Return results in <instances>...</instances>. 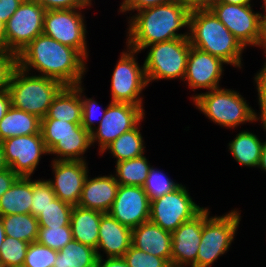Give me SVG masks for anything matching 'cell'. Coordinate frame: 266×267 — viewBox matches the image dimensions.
Returning <instances> with one entry per match:
<instances>
[{
    "label": "cell",
    "instance_id": "obj_18",
    "mask_svg": "<svg viewBox=\"0 0 266 267\" xmlns=\"http://www.w3.org/2000/svg\"><path fill=\"white\" fill-rule=\"evenodd\" d=\"M224 64L226 65L220 58L191 46L183 81L187 82L188 88L193 92L196 89L211 91L219 88L224 75Z\"/></svg>",
    "mask_w": 266,
    "mask_h": 267
},
{
    "label": "cell",
    "instance_id": "obj_1",
    "mask_svg": "<svg viewBox=\"0 0 266 267\" xmlns=\"http://www.w3.org/2000/svg\"><path fill=\"white\" fill-rule=\"evenodd\" d=\"M86 61L76 49L44 34L38 35L18 54V67L22 70L31 74L36 71L35 75L58 80L64 86L82 84L88 71Z\"/></svg>",
    "mask_w": 266,
    "mask_h": 267
},
{
    "label": "cell",
    "instance_id": "obj_17",
    "mask_svg": "<svg viewBox=\"0 0 266 267\" xmlns=\"http://www.w3.org/2000/svg\"><path fill=\"white\" fill-rule=\"evenodd\" d=\"M205 207L193 219L182 223L172 232L171 267H191L197 259L203 222L210 215Z\"/></svg>",
    "mask_w": 266,
    "mask_h": 267
},
{
    "label": "cell",
    "instance_id": "obj_34",
    "mask_svg": "<svg viewBox=\"0 0 266 267\" xmlns=\"http://www.w3.org/2000/svg\"><path fill=\"white\" fill-rule=\"evenodd\" d=\"M182 183L175 182L173 179L155 167H151L143 189L148 198L154 200L162 197L164 194L174 191Z\"/></svg>",
    "mask_w": 266,
    "mask_h": 267
},
{
    "label": "cell",
    "instance_id": "obj_44",
    "mask_svg": "<svg viewBox=\"0 0 266 267\" xmlns=\"http://www.w3.org/2000/svg\"><path fill=\"white\" fill-rule=\"evenodd\" d=\"M45 10L90 8L85 0H36Z\"/></svg>",
    "mask_w": 266,
    "mask_h": 267
},
{
    "label": "cell",
    "instance_id": "obj_53",
    "mask_svg": "<svg viewBox=\"0 0 266 267\" xmlns=\"http://www.w3.org/2000/svg\"><path fill=\"white\" fill-rule=\"evenodd\" d=\"M7 168H9V166L5 161L3 145L2 142L0 141V172L6 170Z\"/></svg>",
    "mask_w": 266,
    "mask_h": 267
},
{
    "label": "cell",
    "instance_id": "obj_27",
    "mask_svg": "<svg viewBox=\"0 0 266 267\" xmlns=\"http://www.w3.org/2000/svg\"><path fill=\"white\" fill-rule=\"evenodd\" d=\"M91 147V135L82 125L77 127V136L60 139L48 155L56 156L53 160L86 161L84 154Z\"/></svg>",
    "mask_w": 266,
    "mask_h": 267
},
{
    "label": "cell",
    "instance_id": "obj_7",
    "mask_svg": "<svg viewBox=\"0 0 266 267\" xmlns=\"http://www.w3.org/2000/svg\"><path fill=\"white\" fill-rule=\"evenodd\" d=\"M241 212L233 209L220 216H208L203 222L202 236L196 262L191 267H212L226 254L237 233Z\"/></svg>",
    "mask_w": 266,
    "mask_h": 267
},
{
    "label": "cell",
    "instance_id": "obj_29",
    "mask_svg": "<svg viewBox=\"0 0 266 267\" xmlns=\"http://www.w3.org/2000/svg\"><path fill=\"white\" fill-rule=\"evenodd\" d=\"M96 249L71 240L58 251L53 267H96Z\"/></svg>",
    "mask_w": 266,
    "mask_h": 267
},
{
    "label": "cell",
    "instance_id": "obj_3",
    "mask_svg": "<svg viewBox=\"0 0 266 267\" xmlns=\"http://www.w3.org/2000/svg\"><path fill=\"white\" fill-rule=\"evenodd\" d=\"M189 40L191 46L242 69V54L246 48L210 9L190 12Z\"/></svg>",
    "mask_w": 266,
    "mask_h": 267
},
{
    "label": "cell",
    "instance_id": "obj_11",
    "mask_svg": "<svg viewBox=\"0 0 266 267\" xmlns=\"http://www.w3.org/2000/svg\"><path fill=\"white\" fill-rule=\"evenodd\" d=\"M45 9L36 0H24L5 24L6 51L18 55L43 34Z\"/></svg>",
    "mask_w": 266,
    "mask_h": 267
},
{
    "label": "cell",
    "instance_id": "obj_48",
    "mask_svg": "<svg viewBox=\"0 0 266 267\" xmlns=\"http://www.w3.org/2000/svg\"><path fill=\"white\" fill-rule=\"evenodd\" d=\"M96 267H128L123 257L98 258Z\"/></svg>",
    "mask_w": 266,
    "mask_h": 267
},
{
    "label": "cell",
    "instance_id": "obj_21",
    "mask_svg": "<svg viewBox=\"0 0 266 267\" xmlns=\"http://www.w3.org/2000/svg\"><path fill=\"white\" fill-rule=\"evenodd\" d=\"M131 243L135 248L164 258L171 264L172 233L150 220L132 229Z\"/></svg>",
    "mask_w": 266,
    "mask_h": 267
},
{
    "label": "cell",
    "instance_id": "obj_35",
    "mask_svg": "<svg viewBox=\"0 0 266 267\" xmlns=\"http://www.w3.org/2000/svg\"><path fill=\"white\" fill-rule=\"evenodd\" d=\"M30 243L5 237L0 249V267H22Z\"/></svg>",
    "mask_w": 266,
    "mask_h": 267
},
{
    "label": "cell",
    "instance_id": "obj_4",
    "mask_svg": "<svg viewBox=\"0 0 266 267\" xmlns=\"http://www.w3.org/2000/svg\"><path fill=\"white\" fill-rule=\"evenodd\" d=\"M191 97L196 109L222 128L236 129L247 122H257L254 108L236 90L219 87Z\"/></svg>",
    "mask_w": 266,
    "mask_h": 267
},
{
    "label": "cell",
    "instance_id": "obj_8",
    "mask_svg": "<svg viewBox=\"0 0 266 267\" xmlns=\"http://www.w3.org/2000/svg\"><path fill=\"white\" fill-rule=\"evenodd\" d=\"M139 51L126 46L121 52L111 78V102L129 103L144 107L142 91L148 87L144 62H137ZM136 56V57H135Z\"/></svg>",
    "mask_w": 266,
    "mask_h": 267
},
{
    "label": "cell",
    "instance_id": "obj_47",
    "mask_svg": "<svg viewBox=\"0 0 266 267\" xmlns=\"http://www.w3.org/2000/svg\"><path fill=\"white\" fill-rule=\"evenodd\" d=\"M181 2L191 12L194 10H209L217 4L219 0H181Z\"/></svg>",
    "mask_w": 266,
    "mask_h": 267
},
{
    "label": "cell",
    "instance_id": "obj_20",
    "mask_svg": "<svg viewBox=\"0 0 266 267\" xmlns=\"http://www.w3.org/2000/svg\"><path fill=\"white\" fill-rule=\"evenodd\" d=\"M119 183L113 174L86 178L78 206L108 213L116 198Z\"/></svg>",
    "mask_w": 266,
    "mask_h": 267
},
{
    "label": "cell",
    "instance_id": "obj_40",
    "mask_svg": "<svg viewBox=\"0 0 266 267\" xmlns=\"http://www.w3.org/2000/svg\"><path fill=\"white\" fill-rule=\"evenodd\" d=\"M123 258L128 267H171L166 259L145 253L132 245L125 252Z\"/></svg>",
    "mask_w": 266,
    "mask_h": 267
},
{
    "label": "cell",
    "instance_id": "obj_37",
    "mask_svg": "<svg viewBox=\"0 0 266 267\" xmlns=\"http://www.w3.org/2000/svg\"><path fill=\"white\" fill-rule=\"evenodd\" d=\"M57 250H53L40 243L29 244L22 267H53L57 257Z\"/></svg>",
    "mask_w": 266,
    "mask_h": 267
},
{
    "label": "cell",
    "instance_id": "obj_50",
    "mask_svg": "<svg viewBox=\"0 0 266 267\" xmlns=\"http://www.w3.org/2000/svg\"><path fill=\"white\" fill-rule=\"evenodd\" d=\"M11 107V98L9 91L0 93V121Z\"/></svg>",
    "mask_w": 266,
    "mask_h": 267
},
{
    "label": "cell",
    "instance_id": "obj_16",
    "mask_svg": "<svg viewBox=\"0 0 266 267\" xmlns=\"http://www.w3.org/2000/svg\"><path fill=\"white\" fill-rule=\"evenodd\" d=\"M151 200L142 186L119 185L108 214L131 229L150 218Z\"/></svg>",
    "mask_w": 266,
    "mask_h": 267
},
{
    "label": "cell",
    "instance_id": "obj_19",
    "mask_svg": "<svg viewBox=\"0 0 266 267\" xmlns=\"http://www.w3.org/2000/svg\"><path fill=\"white\" fill-rule=\"evenodd\" d=\"M132 229L104 213L100 220L99 239L96 253L98 258L123 257L132 245ZM100 250V251H99ZM103 251V254H101Z\"/></svg>",
    "mask_w": 266,
    "mask_h": 267
},
{
    "label": "cell",
    "instance_id": "obj_58",
    "mask_svg": "<svg viewBox=\"0 0 266 267\" xmlns=\"http://www.w3.org/2000/svg\"><path fill=\"white\" fill-rule=\"evenodd\" d=\"M261 8H263L264 10H266V2L263 4V6H261Z\"/></svg>",
    "mask_w": 266,
    "mask_h": 267
},
{
    "label": "cell",
    "instance_id": "obj_6",
    "mask_svg": "<svg viewBox=\"0 0 266 267\" xmlns=\"http://www.w3.org/2000/svg\"><path fill=\"white\" fill-rule=\"evenodd\" d=\"M144 60L148 85L153 81L184 80L191 44L189 38L151 44Z\"/></svg>",
    "mask_w": 266,
    "mask_h": 267
},
{
    "label": "cell",
    "instance_id": "obj_5",
    "mask_svg": "<svg viewBox=\"0 0 266 267\" xmlns=\"http://www.w3.org/2000/svg\"><path fill=\"white\" fill-rule=\"evenodd\" d=\"M63 87L58 80L34 75L17 67L8 89L11 106L42 119L47 115L54 97Z\"/></svg>",
    "mask_w": 266,
    "mask_h": 267
},
{
    "label": "cell",
    "instance_id": "obj_46",
    "mask_svg": "<svg viewBox=\"0 0 266 267\" xmlns=\"http://www.w3.org/2000/svg\"><path fill=\"white\" fill-rule=\"evenodd\" d=\"M19 178L11 168L0 172V197L13 185Z\"/></svg>",
    "mask_w": 266,
    "mask_h": 267
},
{
    "label": "cell",
    "instance_id": "obj_13",
    "mask_svg": "<svg viewBox=\"0 0 266 267\" xmlns=\"http://www.w3.org/2000/svg\"><path fill=\"white\" fill-rule=\"evenodd\" d=\"M1 142L7 165L19 177H31L41 156L49 154L41 134L21 135Z\"/></svg>",
    "mask_w": 266,
    "mask_h": 267
},
{
    "label": "cell",
    "instance_id": "obj_51",
    "mask_svg": "<svg viewBox=\"0 0 266 267\" xmlns=\"http://www.w3.org/2000/svg\"><path fill=\"white\" fill-rule=\"evenodd\" d=\"M0 51H6L5 23L0 20Z\"/></svg>",
    "mask_w": 266,
    "mask_h": 267
},
{
    "label": "cell",
    "instance_id": "obj_54",
    "mask_svg": "<svg viewBox=\"0 0 266 267\" xmlns=\"http://www.w3.org/2000/svg\"><path fill=\"white\" fill-rule=\"evenodd\" d=\"M219 2H225L233 5H252V0H219Z\"/></svg>",
    "mask_w": 266,
    "mask_h": 267
},
{
    "label": "cell",
    "instance_id": "obj_45",
    "mask_svg": "<svg viewBox=\"0 0 266 267\" xmlns=\"http://www.w3.org/2000/svg\"><path fill=\"white\" fill-rule=\"evenodd\" d=\"M24 0H0V20L6 24Z\"/></svg>",
    "mask_w": 266,
    "mask_h": 267
},
{
    "label": "cell",
    "instance_id": "obj_57",
    "mask_svg": "<svg viewBox=\"0 0 266 267\" xmlns=\"http://www.w3.org/2000/svg\"><path fill=\"white\" fill-rule=\"evenodd\" d=\"M89 5H93L92 4V0H85Z\"/></svg>",
    "mask_w": 266,
    "mask_h": 267
},
{
    "label": "cell",
    "instance_id": "obj_9",
    "mask_svg": "<svg viewBox=\"0 0 266 267\" xmlns=\"http://www.w3.org/2000/svg\"><path fill=\"white\" fill-rule=\"evenodd\" d=\"M204 208L197 205L195 200L193 201L189 190L181 184L174 191L151 200L149 220L172 233L182 223L193 219Z\"/></svg>",
    "mask_w": 266,
    "mask_h": 267
},
{
    "label": "cell",
    "instance_id": "obj_55",
    "mask_svg": "<svg viewBox=\"0 0 266 267\" xmlns=\"http://www.w3.org/2000/svg\"><path fill=\"white\" fill-rule=\"evenodd\" d=\"M5 230H4V226H3V222L2 219L0 218V249L1 246L3 245L4 241H5Z\"/></svg>",
    "mask_w": 266,
    "mask_h": 267
},
{
    "label": "cell",
    "instance_id": "obj_43",
    "mask_svg": "<svg viewBox=\"0 0 266 267\" xmlns=\"http://www.w3.org/2000/svg\"><path fill=\"white\" fill-rule=\"evenodd\" d=\"M174 1L176 0H122L118 12L126 14L129 13V11H132L130 13H133L135 11L138 12L149 7L164 5Z\"/></svg>",
    "mask_w": 266,
    "mask_h": 267
},
{
    "label": "cell",
    "instance_id": "obj_24",
    "mask_svg": "<svg viewBox=\"0 0 266 267\" xmlns=\"http://www.w3.org/2000/svg\"><path fill=\"white\" fill-rule=\"evenodd\" d=\"M32 198L31 177H19L0 197V216L30 214Z\"/></svg>",
    "mask_w": 266,
    "mask_h": 267
},
{
    "label": "cell",
    "instance_id": "obj_22",
    "mask_svg": "<svg viewBox=\"0 0 266 267\" xmlns=\"http://www.w3.org/2000/svg\"><path fill=\"white\" fill-rule=\"evenodd\" d=\"M104 213L74 206L70 226L74 240L94 249L98 246L100 220Z\"/></svg>",
    "mask_w": 266,
    "mask_h": 267
},
{
    "label": "cell",
    "instance_id": "obj_49",
    "mask_svg": "<svg viewBox=\"0 0 266 267\" xmlns=\"http://www.w3.org/2000/svg\"><path fill=\"white\" fill-rule=\"evenodd\" d=\"M264 14L261 13L260 16V37L257 42V46L260 49H263L264 51V56L266 60V10H263Z\"/></svg>",
    "mask_w": 266,
    "mask_h": 267
},
{
    "label": "cell",
    "instance_id": "obj_10",
    "mask_svg": "<svg viewBox=\"0 0 266 267\" xmlns=\"http://www.w3.org/2000/svg\"><path fill=\"white\" fill-rule=\"evenodd\" d=\"M83 9L46 10L43 34L79 51L87 60V25Z\"/></svg>",
    "mask_w": 266,
    "mask_h": 267
},
{
    "label": "cell",
    "instance_id": "obj_25",
    "mask_svg": "<svg viewBox=\"0 0 266 267\" xmlns=\"http://www.w3.org/2000/svg\"><path fill=\"white\" fill-rule=\"evenodd\" d=\"M40 128L39 117L11 106L0 121V141L21 135L41 134Z\"/></svg>",
    "mask_w": 266,
    "mask_h": 267
},
{
    "label": "cell",
    "instance_id": "obj_31",
    "mask_svg": "<svg viewBox=\"0 0 266 267\" xmlns=\"http://www.w3.org/2000/svg\"><path fill=\"white\" fill-rule=\"evenodd\" d=\"M3 222L6 237L16 238L28 243L36 242L39 232V223L32 214H14L0 216Z\"/></svg>",
    "mask_w": 266,
    "mask_h": 267
},
{
    "label": "cell",
    "instance_id": "obj_36",
    "mask_svg": "<svg viewBox=\"0 0 266 267\" xmlns=\"http://www.w3.org/2000/svg\"><path fill=\"white\" fill-rule=\"evenodd\" d=\"M71 240V226L39 227L37 242L53 250H61Z\"/></svg>",
    "mask_w": 266,
    "mask_h": 267
},
{
    "label": "cell",
    "instance_id": "obj_26",
    "mask_svg": "<svg viewBox=\"0 0 266 267\" xmlns=\"http://www.w3.org/2000/svg\"><path fill=\"white\" fill-rule=\"evenodd\" d=\"M258 137L246 129L237 133L235 138L228 143V151L241 166L258 167L264 143Z\"/></svg>",
    "mask_w": 266,
    "mask_h": 267
},
{
    "label": "cell",
    "instance_id": "obj_42",
    "mask_svg": "<svg viewBox=\"0 0 266 267\" xmlns=\"http://www.w3.org/2000/svg\"><path fill=\"white\" fill-rule=\"evenodd\" d=\"M254 84H256L257 89V101L259 105V113L255 112L256 121L260 123L266 119V60L262 68L255 74Z\"/></svg>",
    "mask_w": 266,
    "mask_h": 267
},
{
    "label": "cell",
    "instance_id": "obj_12",
    "mask_svg": "<svg viewBox=\"0 0 266 267\" xmlns=\"http://www.w3.org/2000/svg\"><path fill=\"white\" fill-rule=\"evenodd\" d=\"M144 107L110 102L100 124L90 132L91 146L98 144L99 154L124 132L135 128L145 118Z\"/></svg>",
    "mask_w": 266,
    "mask_h": 267
},
{
    "label": "cell",
    "instance_id": "obj_33",
    "mask_svg": "<svg viewBox=\"0 0 266 267\" xmlns=\"http://www.w3.org/2000/svg\"><path fill=\"white\" fill-rule=\"evenodd\" d=\"M82 123H71L56 119H41L40 132L49 151L60 139L77 136V127Z\"/></svg>",
    "mask_w": 266,
    "mask_h": 267
},
{
    "label": "cell",
    "instance_id": "obj_41",
    "mask_svg": "<svg viewBox=\"0 0 266 267\" xmlns=\"http://www.w3.org/2000/svg\"><path fill=\"white\" fill-rule=\"evenodd\" d=\"M18 67V55L0 51V93L9 89L11 77Z\"/></svg>",
    "mask_w": 266,
    "mask_h": 267
},
{
    "label": "cell",
    "instance_id": "obj_28",
    "mask_svg": "<svg viewBox=\"0 0 266 267\" xmlns=\"http://www.w3.org/2000/svg\"><path fill=\"white\" fill-rule=\"evenodd\" d=\"M140 125L141 123L135 128L124 132L109 144L100 155H103L105 154L104 152L108 151V153L113 156L112 158H116V163L144 155L146 146L144 145L145 141L140 132Z\"/></svg>",
    "mask_w": 266,
    "mask_h": 267
},
{
    "label": "cell",
    "instance_id": "obj_30",
    "mask_svg": "<svg viewBox=\"0 0 266 267\" xmlns=\"http://www.w3.org/2000/svg\"><path fill=\"white\" fill-rule=\"evenodd\" d=\"M145 155L115 164L114 176L119 185L143 187L152 167Z\"/></svg>",
    "mask_w": 266,
    "mask_h": 267
},
{
    "label": "cell",
    "instance_id": "obj_38",
    "mask_svg": "<svg viewBox=\"0 0 266 267\" xmlns=\"http://www.w3.org/2000/svg\"><path fill=\"white\" fill-rule=\"evenodd\" d=\"M32 206L30 214L37 217L57 197L50 182L46 179L32 180Z\"/></svg>",
    "mask_w": 266,
    "mask_h": 267
},
{
    "label": "cell",
    "instance_id": "obj_15",
    "mask_svg": "<svg viewBox=\"0 0 266 267\" xmlns=\"http://www.w3.org/2000/svg\"><path fill=\"white\" fill-rule=\"evenodd\" d=\"M53 178L47 179L57 198L77 206L89 167L87 161L52 160Z\"/></svg>",
    "mask_w": 266,
    "mask_h": 267
},
{
    "label": "cell",
    "instance_id": "obj_32",
    "mask_svg": "<svg viewBox=\"0 0 266 267\" xmlns=\"http://www.w3.org/2000/svg\"><path fill=\"white\" fill-rule=\"evenodd\" d=\"M73 207V205L56 198L36 217L39 227L70 226Z\"/></svg>",
    "mask_w": 266,
    "mask_h": 267
},
{
    "label": "cell",
    "instance_id": "obj_2",
    "mask_svg": "<svg viewBox=\"0 0 266 267\" xmlns=\"http://www.w3.org/2000/svg\"><path fill=\"white\" fill-rule=\"evenodd\" d=\"M128 19L126 46L139 51L164 41L178 38H189L190 11L181 2H174L140 10ZM187 28L184 33H178Z\"/></svg>",
    "mask_w": 266,
    "mask_h": 267
},
{
    "label": "cell",
    "instance_id": "obj_52",
    "mask_svg": "<svg viewBox=\"0 0 266 267\" xmlns=\"http://www.w3.org/2000/svg\"><path fill=\"white\" fill-rule=\"evenodd\" d=\"M257 168L261 169V171L263 170L264 172H266V139L262 146L260 162Z\"/></svg>",
    "mask_w": 266,
    "mask_h": 267
},
{
    "label": "cell",
    "instance_id": "obj_14",
    "mask_svg": "<svg viewBox=\"0 0 266 267\" xmlns=\"http://www.w3.org/2000/svg\"><path fill=\"white\" fill-rule=\"evenodd\" d=\"M210 10L246 49L257 46L261 13L254 12L253 5L218 2Z\"/></svg>",
    "mask_w": 266,
    "mask_h": 267
},
{
    "label": "cell",
    "instance_id": "obj_56",
    "mask_svg": "<svg viewBox=\"0 0 266 267\" xmlns=\"http://www.w3.org/2000/svg\"><path fill=\"white\" fill-rule=\"evenodd\" d=\"M262 128H264V132L266 131V119H264L262 122H261V125Z\"/></svg>",
    "mask_w": 266,
    "mask_h": 267
},
{
    "label": "cell",
    "instance_id": "obj_23",
    "mask_svg": "<svg viewBox=\"0 0 266 267\" xmlns=\"http://www.w3.org/2000/svg\"><path fill=\"white\" fill-rule=\"evenodd\" d=\"M42 119L82 123L80 85L64 86L54 97L47 115Z\"/></svg>",
    "mask_w": 266,
    "mask_h": 267
},
{
    "label": "cell",
    "instance_id": "obj_39",
    "mask_svg": "<svg viewBox=\"0 0 266 267\" xmlns=\"http://www.w3.org/2000/svg\"><path fill=\"white\" fill-rule=\"evenodd\" d=\"M85 88L83 87V84H80V98H81V103H82V126L88 130L89 132H91L94 128H95V123L97 121V119L99 121L96 122V125H99L101 120L103 119L105 112L107 110L108 105L106 106V108H102L103 110L101 113V117L99 118V116L97 114H99V104L96 100H94V98H88L86 97L85 93H84ZM98 112V113H97ZM98 123V124H97Z\"/></svg>",
    "mask_w": 266,
    "mask_h": 267
}]
</instances>
